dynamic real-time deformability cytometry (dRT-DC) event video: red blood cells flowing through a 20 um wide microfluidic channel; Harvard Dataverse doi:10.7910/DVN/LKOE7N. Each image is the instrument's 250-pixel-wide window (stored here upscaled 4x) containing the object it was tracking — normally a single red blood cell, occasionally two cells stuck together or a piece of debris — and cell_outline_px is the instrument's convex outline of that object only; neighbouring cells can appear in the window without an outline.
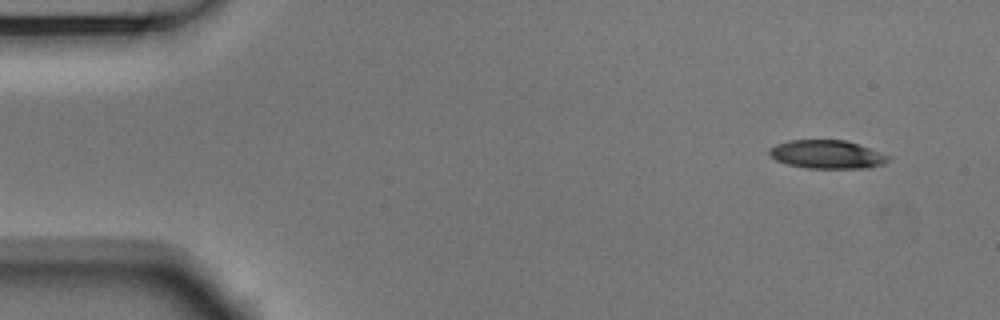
{"species": "Egyptian fruit bat (a non-hibernating species)", "species_latin": "Rousettus aegyptiacus", "temperature_condition": "room temperature", "stored_images_in_passage": 5, "camera_frame_rate_fps": 3000, "um_per_image_px": 0.085, "animal": {"sex": "male"}, "frame": {"image": 1, "passage_image": 1, "time_ms": 0.0, "image_size_px": [1000, 320], "cell_outline_px": [[892, 160], [884, 164], [868, 168], [808, 168], [788, 164], [776, 160], [768, 156], [768, 148], [776, 144], [788, 140], [844, 140], [892, 156]], "centroid_in_image_um": [70.29, 13.13], "position_along_channel_um": 14.7, "area_um2": 19.83}}